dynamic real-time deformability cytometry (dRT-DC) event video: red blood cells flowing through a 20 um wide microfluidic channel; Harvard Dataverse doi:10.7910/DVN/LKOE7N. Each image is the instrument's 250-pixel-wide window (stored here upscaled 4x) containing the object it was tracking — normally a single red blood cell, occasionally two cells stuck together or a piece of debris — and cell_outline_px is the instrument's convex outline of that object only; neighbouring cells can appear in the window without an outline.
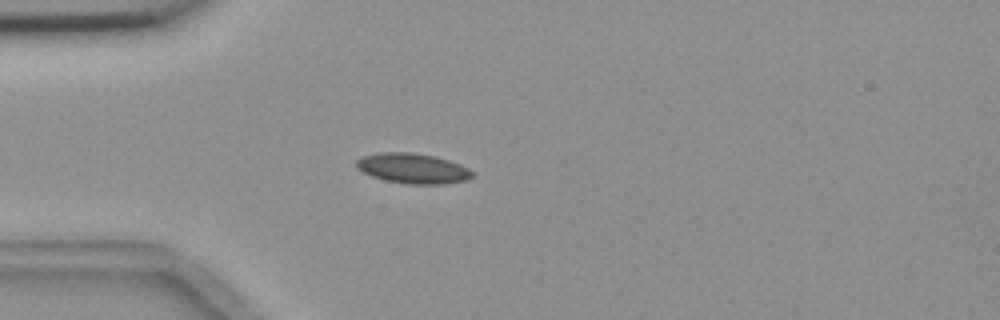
{"species": "common noctule bat (a hibernating species)", "species_latin": "Nyctalus noctula", "temperature_condition": "room temperature", "stored_images_in_passage": 4, "camera_frame_rate_fps": 3000, "um_per_image_px": 0.085, "animal": {"sex": "female", "body_mass_g": 18.4}, "frame": {"image": 1, "passage_image": 4, "time_ms": 4.0, "image_size_px": [1000, 320], "cell_outline_px": [[472, 176], [464, 180], [444, 184], [408, 184], [384, 180], [372, 176], [356, 168], [356, 160], [364, 156], [380, 152], [408, 152], [436, 156], [460, 164], [468, 168], [472, 172]], "centroid_in_image_um": [35.07, 14.31], "position_along_channel_um": 49.9, "area_um2": 20.23}}